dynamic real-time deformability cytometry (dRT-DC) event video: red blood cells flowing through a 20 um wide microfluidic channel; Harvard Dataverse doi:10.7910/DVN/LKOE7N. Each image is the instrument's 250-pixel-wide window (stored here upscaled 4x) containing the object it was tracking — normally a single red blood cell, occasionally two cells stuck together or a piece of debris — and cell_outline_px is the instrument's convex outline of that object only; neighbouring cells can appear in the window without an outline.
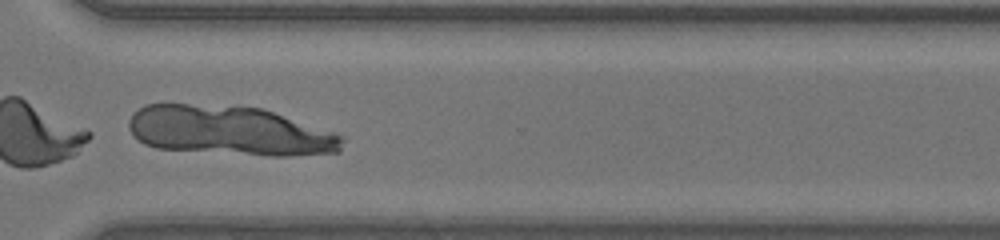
{"species": "human", "species_latin": "Homo sapiens", "temperature_condition": "warm", "stored_images_in_passage": 46, "camera_frame_rate_fps": 3000, "um_per_image_px": 0.085, "donor": {"sex": "female"}, "frame": {"image": 1, "passage_image": 34, "time_ms": 11.0, "image_size_px": [1000, 240], "cell_outline_px": [[348, 136], [340, 152], [292, 156], [268, 156], [156, 148], [144, 144], [128, 128], [128, 120], [132, 112], [144, 104], [188, 104], [264, 108]], "centroid_in_image_um": [19.6, 11.12], "position_along_channel_um": 351.0, "area_um2": 62.14}}